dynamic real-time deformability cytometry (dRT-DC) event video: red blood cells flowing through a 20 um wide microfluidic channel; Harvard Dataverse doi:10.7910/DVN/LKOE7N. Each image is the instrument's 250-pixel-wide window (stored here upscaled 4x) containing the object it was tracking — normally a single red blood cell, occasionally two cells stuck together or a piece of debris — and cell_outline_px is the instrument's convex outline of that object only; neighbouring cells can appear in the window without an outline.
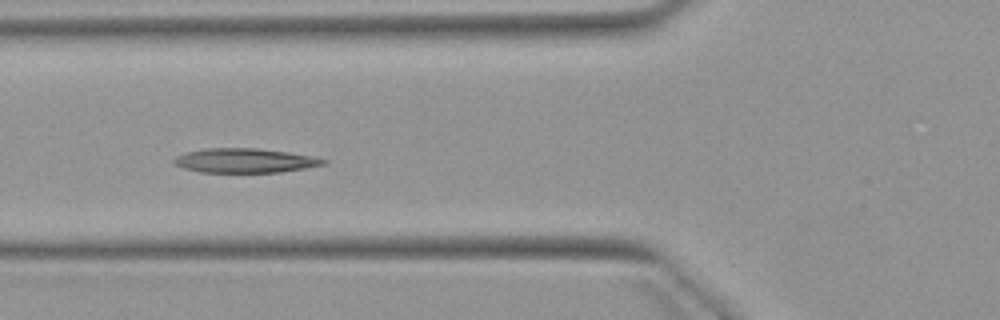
{"species": "Egyptian fruit bat (a non-hibernating species)", "species_latin": "Rousettus aegyptiacus", "temperature_condition": "warm", "stored_images_in_passage": 7, "camera_frame_rate_fps": 3000, "um_per_image_px": 0.085, "animal": {"sex": "female"}, "frame": {"image": 1, "passage_image": 6, "time_ms": 5.667, "image_size_px": [1000, 320], "cell_outline_px": [[328, 164], [280, 172], [200, 172], [184, 168], [176, 164], [172, 160], [176, 156], [188, 152], [208, 148], [256, 148], [288, 152], [312, 156], [328, 160]], "centroid_in_image_um": [20.85, 13.65], "position_along_channel_um": 105.0, "area_um2": 21.04}}
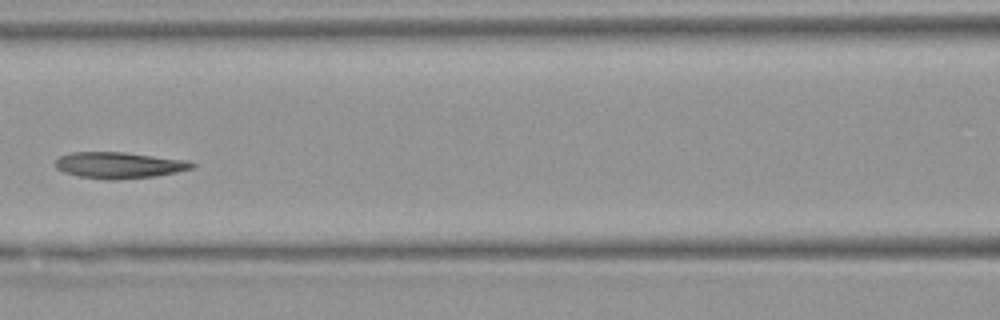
{"frame": {"image": 2, "passage_image": 7, "time_ms": 7.0, "image_size_px": [1000, 320], "cell_outline_px": [[196, 168], [156, 176], [116, 180], [108, 180], [80, 176], [64, 172], [56, 168], [56, 160], [60, 156], [72, 152], [124, 152], [188, 160], [196, 164]], "centroid_in_image_um": [10.17, 14.04], "position_along_channel_um": 156.4, "area_um2": 20.98}}